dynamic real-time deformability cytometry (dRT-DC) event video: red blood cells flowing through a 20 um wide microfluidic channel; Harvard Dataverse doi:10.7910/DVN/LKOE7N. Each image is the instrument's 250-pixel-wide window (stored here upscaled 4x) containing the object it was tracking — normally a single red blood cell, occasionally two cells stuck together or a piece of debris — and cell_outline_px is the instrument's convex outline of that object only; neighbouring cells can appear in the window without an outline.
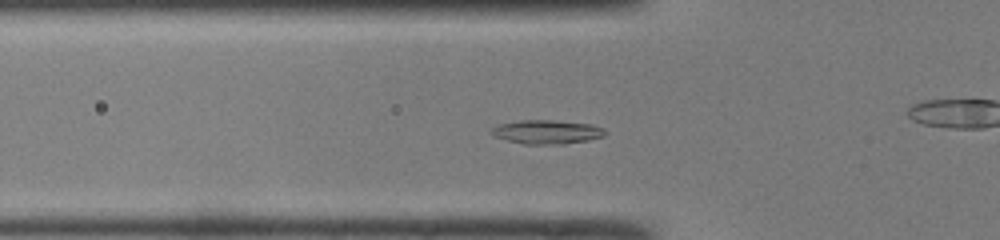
{"species": "common noctule bat (a hibernating species)", "species_latin": "Nyctalus noctula", "temperature_condition": "room temperature", "stored_images_in_passage": 32, "camera_frame_rate_fps": 3000, "um_per_image_px": 0.085, "animal": {"sex": "male", "body_mass_g": 19.0, "forearm_length_mm": 50.8}, "frame": {"image": 1, "passage_image": 11, "time_ms": 3.333, "image_size_px": [1000, 240], "cell_outline_px": [[608, 132], [604, 136], [588, 140], [564, 144], [524, 144], [508, 140], [496, 136], [488, 132], [492, 128], [500, 124], [520, 120], [552, 120], [592, 124], [604, 128]], "centroid_in_image_um": [46.52, 11.21], "position_along_channel_um": 79.3, "area_um2": 15.84}}
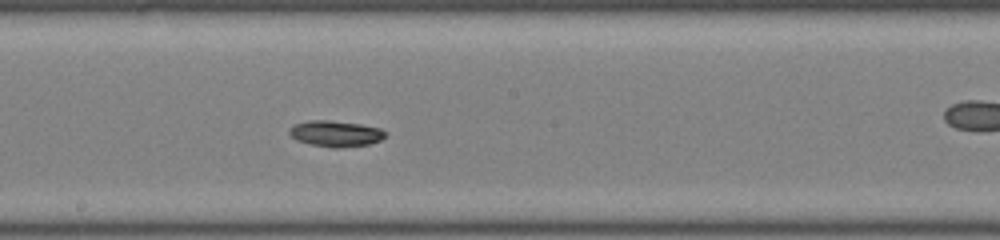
{"frame": {"image": 2, "passage_image": 21, "time_ms": 6.667, "image_size_px": [1000, 240], "cell_outline_px": [[388, 132], [380, 140], [368, 144], [340, 148], [332, 148], [312, 144], [296, 140], [288, 132], [288, 128], [296, 124], [308, 120], [328, 120], [360, 124], [380, 128]], "centroid_in_image_um": [28.52, 11.35], "position_along_channel_um": 219.7, "area_um2": 14.51}}
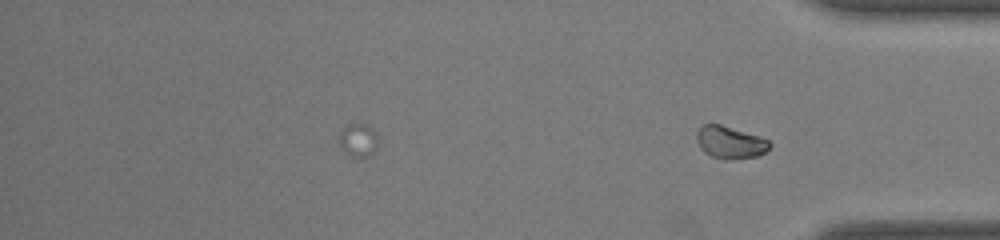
{"frame": {"image": 3, "passage_image": 32, "time_ms": 10.333, "image_size_px": [1000, 240], "cell_outline_px": [[772, 144], [764, 152], [756, 156], [712, 156], [704, 152], [700, 148], [696, 140], [696, 132], [704, 124], [720, 124], [760, 136], [768, 140]], "centroid_in_image_um": [62.03, 12.03], "position_along_channel_um": 373.2, "area_um2": 13.06}, "authors_computed_cell_mechanics": {"area_um2": 14.3055, "velocity_mm_per_s": 4.2143, "shape_relaxation_time_tau1_ms": 7.3606, "shape_relaxation_time_tau2_ms": null, "deformation_change_tau1": 0.1618, "deformation_change_tau2": null}}